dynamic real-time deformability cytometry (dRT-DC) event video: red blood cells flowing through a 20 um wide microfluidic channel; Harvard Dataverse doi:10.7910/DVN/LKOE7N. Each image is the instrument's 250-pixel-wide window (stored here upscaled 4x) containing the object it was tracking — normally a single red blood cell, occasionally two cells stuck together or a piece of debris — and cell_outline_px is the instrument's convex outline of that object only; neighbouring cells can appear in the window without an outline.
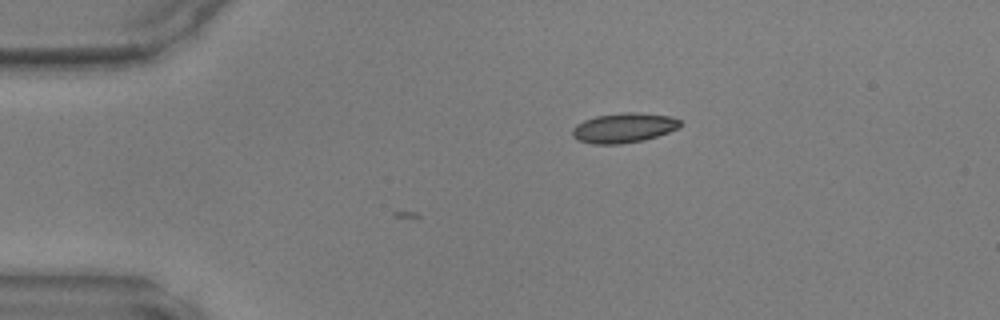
{"species": "common noctule bat (a hibernating species)", "species_latin": "Nyctalus noctula", "temperature_condition": "warm", "stored_images_in_passage": 3, "camera_frame_rate_fps": 3000, "um_per_image_px": 0.085, "animal": {"sex": "male", "body_mass_g": 17.9, "forearm_length_mm": 54.2}, "frame": {"image": 1, "passage_image": 1, "time_ms": 0.0, "image_size_px": [1000, 320], "cell_outline_px": [[680, 124], [676, 128], [668, 132], [644, 140], [620, 144], [592, 144], [580, 140], [572, 136], [572, 128], [576, 124], [584, 120], [596, 116], [624, 112], [636, 112], [668, 116], [680, 120]], "centroid_in_image_um": [52.97, 10.87], "position_along_channel_um": 32.0, "area_um2": 18.5}}